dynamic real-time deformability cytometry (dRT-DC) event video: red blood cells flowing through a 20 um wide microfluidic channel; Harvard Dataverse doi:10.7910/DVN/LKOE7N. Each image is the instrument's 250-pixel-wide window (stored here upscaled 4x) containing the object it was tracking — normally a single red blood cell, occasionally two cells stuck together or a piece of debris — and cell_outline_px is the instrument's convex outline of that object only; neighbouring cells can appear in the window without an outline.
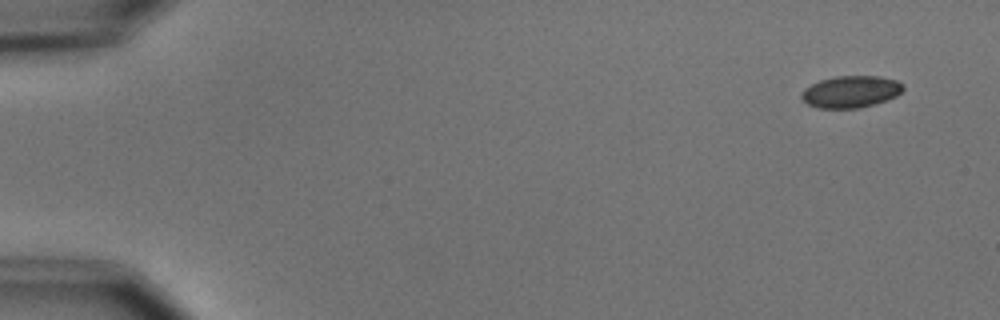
{"species": "common noctule bat (a hibernating species)", "species_latin": "Nyctalus noctula", "temperature_condition": "cold", "stored_images_in_passage": 6, "camera_frame_rate_fps": 3000, "um_per_image_px": 0.085, "animal": {"sex": "male", "body_mass_g": 15.6}, "frame": {"image": 1, "passage_image": 1, "time_ms": 0.0, "image_size_px": [1000, 320], "cell_outline_px": [[904, 88], [896, 96], [888, 100], [856, 108], [816, 108], [800, 100], [800, 92], [804, 88], [820, 80], [836, 76], [880, 76], [896, 80], [904, 84]], "centroid_in_image_um": [72.28, 7.79], "position_along_channel_um": 12.7, "area_um2": 19.02}}
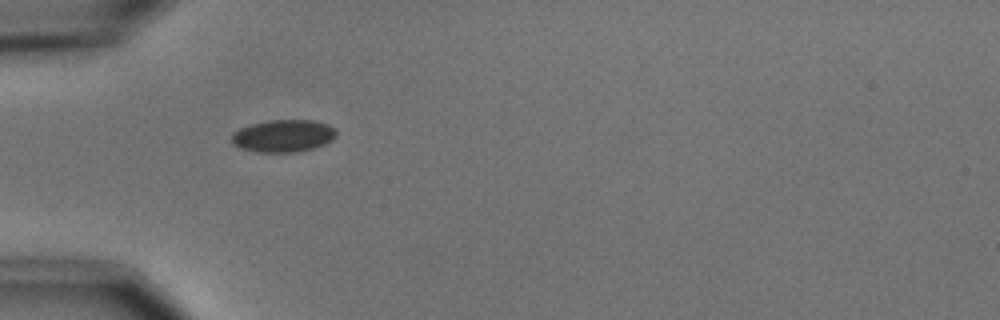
{"frame": {"image": 2, "passage_image": 5, "time_ms": 4.667, "image_size_px": [1000, 320], "cell_outline_px": [[336, 136], [332, 140], [324, 144], [312, 148], [296, 152], [256, 152], [240, 148], [232, 144], [232, 132], [240, 128], [252, 124], [268, 120], [312, 120], [328, 124], [336, 132]], "centroid_in_image_um": [24.05, 11.55], "position_along_channel_um": 60.9, "area_um2": 19.71}}